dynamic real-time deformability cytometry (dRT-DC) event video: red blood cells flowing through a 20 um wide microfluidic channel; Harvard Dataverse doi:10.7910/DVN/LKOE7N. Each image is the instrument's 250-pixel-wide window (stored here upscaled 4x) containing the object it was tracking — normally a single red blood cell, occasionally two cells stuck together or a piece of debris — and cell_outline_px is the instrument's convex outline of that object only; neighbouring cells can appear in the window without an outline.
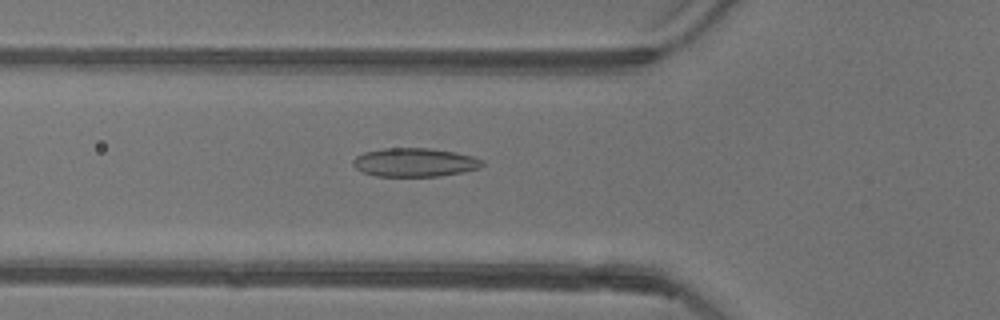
{"species": "common noctule bat (a hibernating species)", "species_latin": "Nyctalus noctula", "temperature_condition": "warm", "stored_images_in_passage": 46, "camera_frame_rate_fps": 3000, "um_per_image_px": 0.085, "animal": {"sex": "female"}, "frame": {"image": 1, "passage_image": 12, "time_ms": 3.667, "image_size_px": [1000, 320], "cell_outline_px": [[484, 164], [480, 168], [464, 172], [440, 176], [376, 176], [364, 172], [356, 168], [352, 164], [352, 160], [356, 156], [364, 152], [384, 148], [428, 148], [456, 152], [472, 156], [484, 160]], "centroid_in_image_um": [35.27, 13.8], "position_along_channel_um": 90.5, "area_um2": 21.68}}
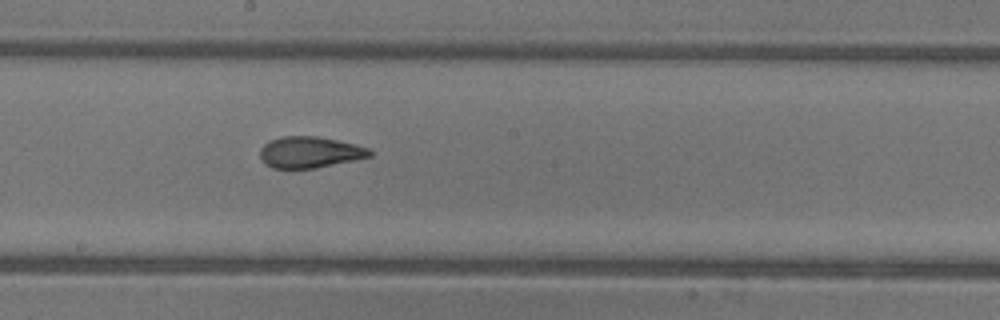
{"frame": {"image": 2, "passage_image": 22, "time_ms": 7.0, "image_size_px": [1000, 320], "cell_outline_px": [[372, 156], [316, 168], [272, 168], [264, 164], [260, 156], [260, 148], [268, 140], [280, 136], [316, 136], [356, 144], [368, 148], [372, 152]], "centroid_in_image_um": [26.29, 12.93], "position_along_channel_um": 221.9, "area_um2": 20.06}}
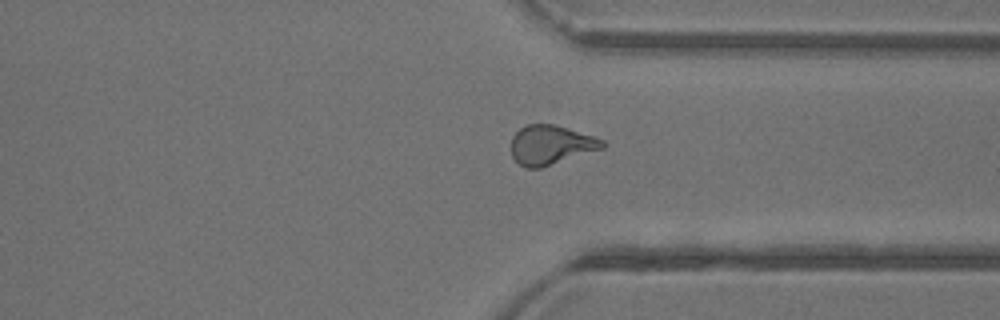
{"frame": {"image": 3, "passage_image": 33, "time_ms": 10.667, "image_size_px": [1000, 320], "cell_outline_px": [[604, 148], [540, 168], [528, 168], [520, 164], [512, 156], [512, 136], [520, 128], [528, 124], [552, 124], [568, 128], [596, 136], [604, 140]], "centroid_in_image_um": [46.84, 12.31], "position_along_channel_um": 364.6, "area_um2": 20.81}, "authors_computed_cell_mechanics": {"area_um2": 20.9814, "velocity_mm_per_s": 3.9183, "shape_relaxation_time_tau1_ms": 7.4294, "shape_relaxation_time_tau2_ms": 1.5108, "deformation_change_tau1": 0.1968, "deformation_change_tau2": 0.0765}}